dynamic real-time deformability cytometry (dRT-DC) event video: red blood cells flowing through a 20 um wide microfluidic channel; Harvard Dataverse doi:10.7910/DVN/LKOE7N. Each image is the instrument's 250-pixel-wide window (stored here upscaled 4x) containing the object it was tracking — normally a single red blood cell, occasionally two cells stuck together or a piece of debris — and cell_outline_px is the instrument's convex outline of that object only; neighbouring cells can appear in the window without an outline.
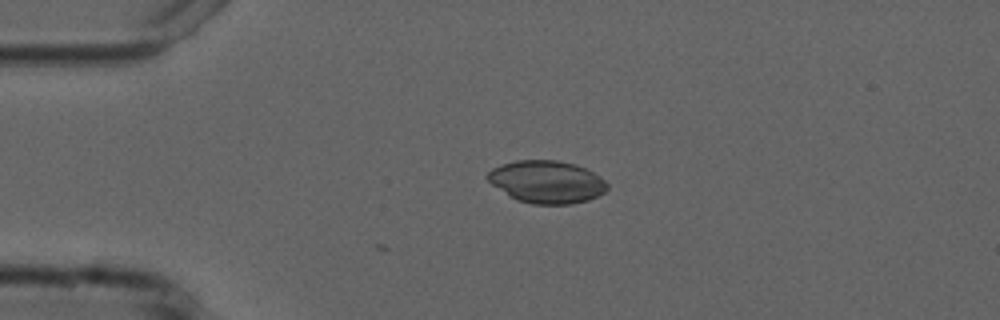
{"species": "common noctule bat (a hibernating species)", "species_latin": "Nyctalus noctula", "temperature_condition": "cold", "stored_images_in_passage": 5, "camera_frame_rate_fps": 3000, "um_per_image_px": 0.085, "animal": {"sex": "male", "forearm_length_mm": 52.5}, "frame": {"image": 1, "passage_image": 1, "time_ms": 0.0, "image_size_px": [1000, 320], "cell_outline_px": [[608, 188], [604, 192], [588, 200], [572, 204], [532, 204], [516, 200], [508, 196], [492, 184], [484, 176], [492, 168], [500, 164], [516, 160], [556, 160], [576, 164], [600, 176], [608, 184]], "centroid_in_image_um": [46.44, 15.45], "position_along_channel_um": 38.6, "area_um2": 29.82}}